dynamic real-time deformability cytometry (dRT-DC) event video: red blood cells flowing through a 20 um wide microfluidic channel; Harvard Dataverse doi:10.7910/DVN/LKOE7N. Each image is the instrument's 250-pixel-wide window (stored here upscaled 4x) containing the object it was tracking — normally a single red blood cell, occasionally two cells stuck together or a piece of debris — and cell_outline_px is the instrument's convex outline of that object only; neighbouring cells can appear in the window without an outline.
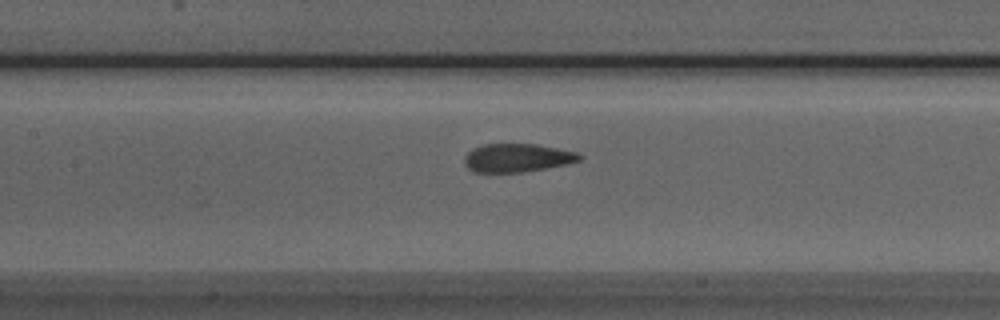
{"species": "Egyptian fruit bat (a non-hibernating species)", "species_latin": "Rousettus aegyptiacus", "temperature_condition": "room temperature", "stored_images_in_passage": 41, "camera_frame_rate_fps": 3000, "um_per_image_px": 0.085, "animal": {"sex": "male"}, "frame": {"image": 1, "passage_image": 23, "time_ms": 7.333, "image_size_px": [1000, 320], "cell_outline_px": [[584, 156], [580, 160], [564, 164], [544, 168], [520, 172], [476, 172], [468, 168], [464, 164], [464, 156], [472, 148], [484, 144], [536, 144], [576, 152]], "centroid_in_image_um": [43.92, 13.41], "position_along_channel_um": 163.5, "area_um2": 18.84}}
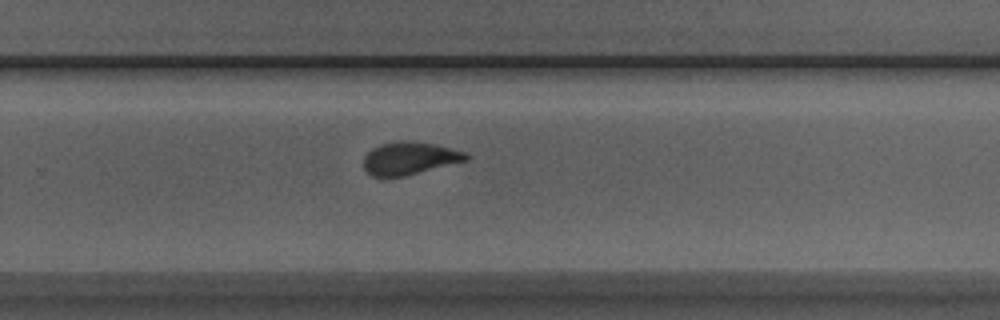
{"frame": {"image": 2, "passage_image": 33, "time_ms": 10.667, "image_size_px": [1000, 320], "cell_outline_px": [[472, 156], [468, 160], [404, 176], [372, 176], [364, 168], [364, 156], [372, 148], [380, 144], [404, 140], [408, 140], [436, 144], [468, 152]], "centroid_in_image_um": [34.86, 13.43], "position_along_channel_um": 294.9, "area_um2": 19.59}}
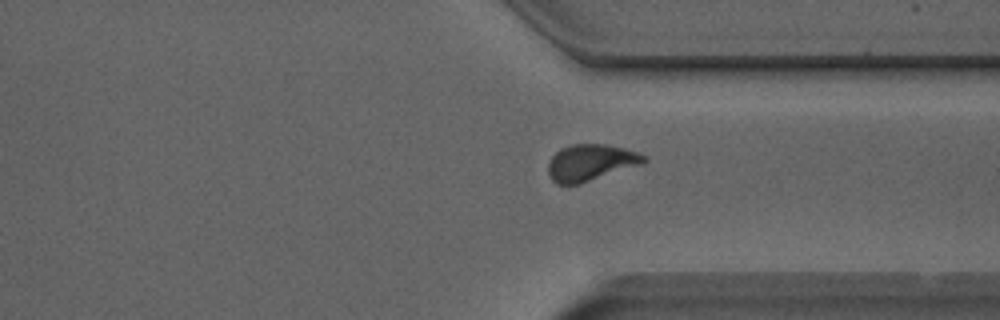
{"frame": {"image": 3, "passage_image": 38, "time_ms": 12.333, "image_size_px": [1000, 320], "cell_outline_px": [[648, 160], [640, 164], [580, 184], [556, 184], [552, 180], [548, 172], [548, 164], [552, 156], [560, 148], [572, 144], [604, 144], [624, 148], [648, 156]], "centroid_in_image_um": [50.19, 13.81], "position_along_channel_um": 361.2, "area_um2": 20.23}}